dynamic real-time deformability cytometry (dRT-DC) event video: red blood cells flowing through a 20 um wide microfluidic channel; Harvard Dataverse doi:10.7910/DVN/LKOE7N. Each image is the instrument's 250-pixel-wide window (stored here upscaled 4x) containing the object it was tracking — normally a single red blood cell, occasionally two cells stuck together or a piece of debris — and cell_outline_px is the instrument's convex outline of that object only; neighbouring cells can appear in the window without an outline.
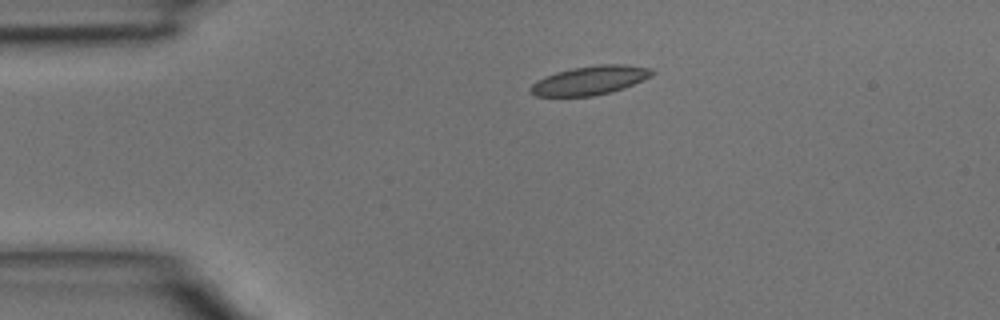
{"species": "common noctule bat (a hibernating species)", "species_latin": "Nyctalus noctula", "temperature_condition": "room temperature", "stored_images_in_passage": 2, "camera_frame_rate_fps": 3000, "um_per_image_px": 0.085, "animal": {"sex": "male", "body_mass_g": 15.6}, "frame": {"image": 1, "passage_image": 1, "time_ms": 0.0, "image_size_px": [1000, 320], "cell_outline_px": [[656, 72], [652, 76], [624, 88], [612, 92], [592, 96], [536, 96], [532, 92], [532, 84], [536, 80], [544, 76], [556, 72], [572, 68], [600, 64], [624, 64], [652, 68]], "centroid_in_image_um": [50.19, 6.82], "position_along_channel_um": 34.8, "area_um2": 20.46}}